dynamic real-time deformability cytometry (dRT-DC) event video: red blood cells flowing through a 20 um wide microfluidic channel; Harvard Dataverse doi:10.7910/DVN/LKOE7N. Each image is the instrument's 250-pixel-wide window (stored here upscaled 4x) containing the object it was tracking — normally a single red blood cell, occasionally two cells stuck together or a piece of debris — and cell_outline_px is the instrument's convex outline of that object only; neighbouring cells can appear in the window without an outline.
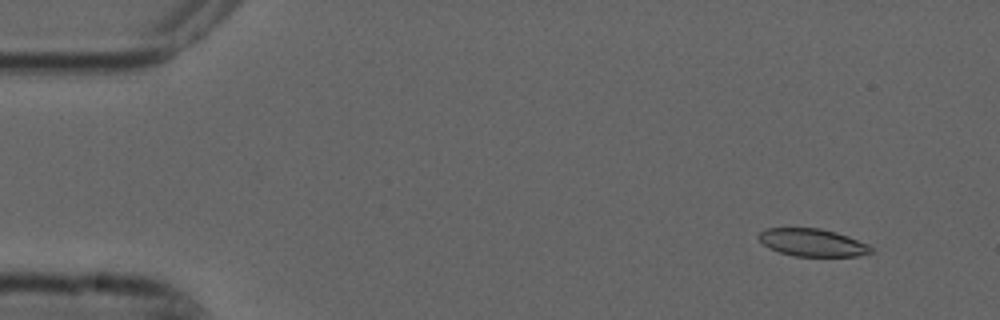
{"species": "common noctule bat (a hibernating species)", "species_latin": "Nyctalus noctula", "temperature_condition": "cold", "stored_images_in_passage": 3, "camera_frame_rate_fps": 3000, "um_per_image_px": 0.085, "animal": {"sex": "male", "forearm_length_mm": 52.5}, "frame": {"image": 1, "passage_image": 1, "time_ms": 0.0, "image_size_px": [1000, 320], "cell_outline_px": [[872, 252], [856, 256], [796, 256], [780, 252], [768, 248], [756, 236], [760, 232], [768, 228], [820, 228], [836, 232], [848, 236], [868, 244], [872, 248]], "centroid_in_image_um": [69.04, 20.61], "position_along_channel_um": 16.0, "area_um2": 17.98}}